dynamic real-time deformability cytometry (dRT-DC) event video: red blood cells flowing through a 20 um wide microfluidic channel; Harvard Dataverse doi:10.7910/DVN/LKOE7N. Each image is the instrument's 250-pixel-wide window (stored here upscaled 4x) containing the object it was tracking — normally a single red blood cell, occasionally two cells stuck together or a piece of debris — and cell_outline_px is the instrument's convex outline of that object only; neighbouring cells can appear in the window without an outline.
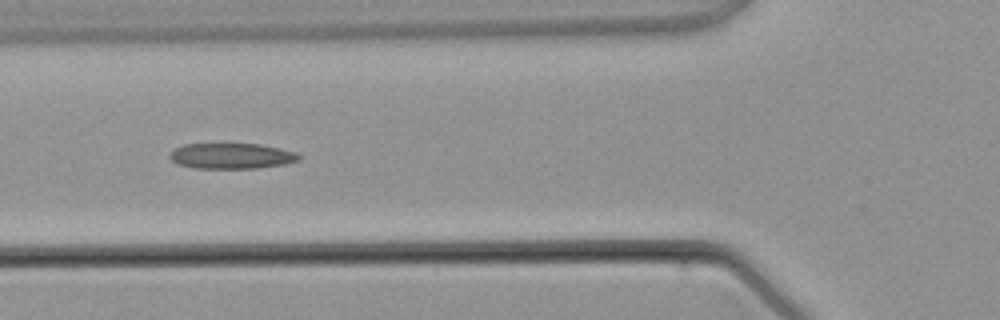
{"species": "common noctule bat (a hibernating species)", "species_latin": "Nyctalus noctula", "temperature_condition": "warm", "stored_images_in_passage": 5, "camera_frame_rate_fps": 3000, "um_per_image_px": 0.085, "animal": {"sex": "male", "body_mass_g": 21.5, "forearm_length_mm": 52.0}, "frame": {"image": 1, "passage_image": 5, "time_ms": 5.667, "image_size_px": [1000, 320], "cell_outline_px": [[300, 160], [284, 164], [256, 168], [196, 168], [176, 164], [168, 156], [176, 148], [184, 144], [260, 144], [280, 148], [296, 152], [300, 156]], "centroid_in_image_um": [19.69, 13.26], "position_along_channel_um": 106.1, "area_um2": 19.19}}